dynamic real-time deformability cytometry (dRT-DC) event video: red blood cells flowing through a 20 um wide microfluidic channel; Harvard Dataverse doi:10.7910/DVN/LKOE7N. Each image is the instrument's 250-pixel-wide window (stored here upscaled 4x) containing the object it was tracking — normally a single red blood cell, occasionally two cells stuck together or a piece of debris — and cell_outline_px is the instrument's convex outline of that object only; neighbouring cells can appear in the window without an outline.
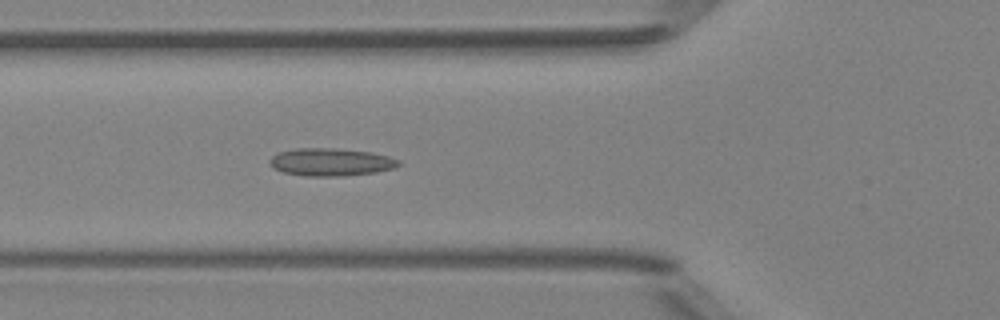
{"species": "Egyptian fruit bat (a non-hibernating species)", "species_latin": "Rousettus aegyptiacus", "temperature_condition": "room temperature", "stored_images_in_passage": 6, "camera_frame_rate_fps": 3000, "um_per_image_px": 0.085, "animal": {"sex": "female"}, "frame": {"image": 1, "passage_image": 6, "time_ms": 5.667, "image_size_px": [1000, 320], "cell_outline_px": [[400, 164], [392, 168], [376, 172], [344, 176], [304, 176], [284, 172], [272, 168], [268, 160], [276, 152], [296, 148], [336, 148], [372, 152], [388, 156], [400, 160]], "centroid_in_image_um": [28.08, 13.77], "position_along_channel_um": 97.7, "area_um2": 20.98}}